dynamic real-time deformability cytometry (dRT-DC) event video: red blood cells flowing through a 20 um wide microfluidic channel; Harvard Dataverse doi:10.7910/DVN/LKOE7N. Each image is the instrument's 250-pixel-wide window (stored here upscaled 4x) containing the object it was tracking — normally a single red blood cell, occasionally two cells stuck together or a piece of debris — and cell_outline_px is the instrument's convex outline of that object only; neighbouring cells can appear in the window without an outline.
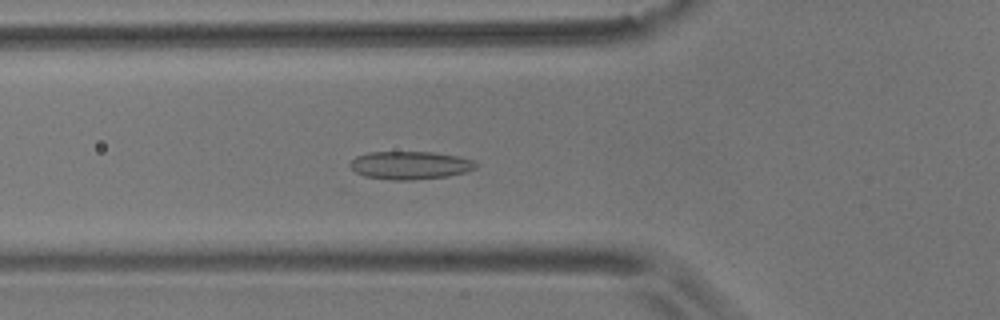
{"species": "common noctule bat (a hibernating species)", "species_latin": "Nyctalus noctula", "temperature_condition": "room temperature", "stored_images_in_passage": 56, "camera_frame_rate_fps": 3000, "um_per_image_px": 0.085, "animal": {"sex": "male", "body_mass_g": 17.9}, "frame": {"image": 1, "passage_image": 20, "time_ms": 6.333, "image_size_px": [1000, 320], "cell_outline_px": [[480, 164], [476, 168], [464, 172], [448, 176], [412, 180], [392, 180], [364, 176], [356, 172], [348, 164], [356, 156], [368, 152], [432, 152], [460, 156], [476, 160]], "centroid_in_image_um": [34.9, 14.04], "position_along_channel_um": 90.9, "area_um2": 20.75}}
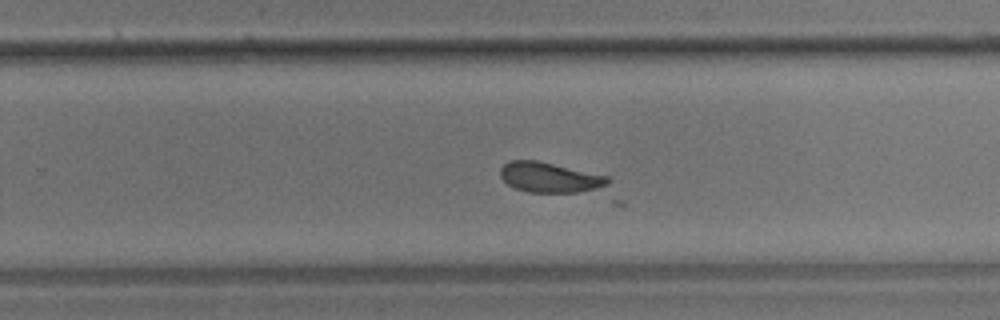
{"frame": {"image": 2, "passage_image": 36, "time_ms": 11.667, "image_size_px": [1000, 320], "cell_outline_px": [[612, 180], [608, 188], [576, 192], [528, 192], [516, 188], [508, 184], [500, 176], [500, 168], [508, 160], [536, 160], [608, 176]], "centroid_in_image_um": [46.79, 15.08], "position_along_channel_um": 283.0, "area_um2": 19.07}}
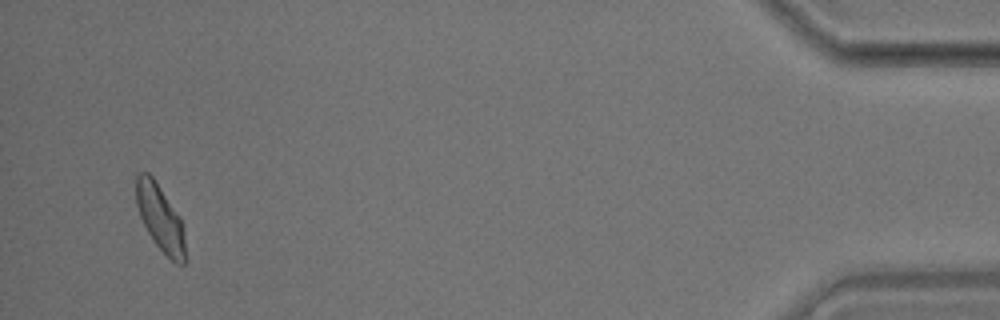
{"frame": {"image": 3, "passage_image": 54, "time_ms": 17.667, "image_size_px": [1000, 320], "cell_outline_px": [[184, 264], [176, 264], [156, 244], [148, 232], [140, 216], [136, 204], [136, 176], [140, 172], [148, 172], [152, 176], [180, 216], [184, 232]], "centroid_in_image_um": [13.61, 18.49], "position_along_channel_um": 421.6, "area_um2": 18.61}}